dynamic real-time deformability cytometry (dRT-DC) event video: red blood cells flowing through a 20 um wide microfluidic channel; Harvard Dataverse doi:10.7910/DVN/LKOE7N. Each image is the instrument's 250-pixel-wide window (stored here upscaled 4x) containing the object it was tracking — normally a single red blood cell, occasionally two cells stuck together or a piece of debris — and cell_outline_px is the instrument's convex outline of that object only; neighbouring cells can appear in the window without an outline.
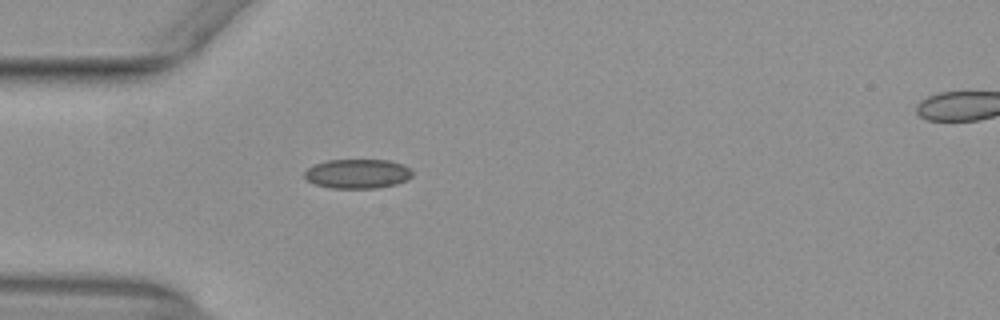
{"species": "common noctule bat (a hibernating species)", "species_latin": "Nyctalus noctula", "temperature_condition": "warm", "stored_images_in_passage": 28, "camera_frame_rate_fps": 3000, "um_per_image_px": 0.085, "animal": {"sex": "female", "body_mass_g": 29.2, "forearm_length_mm": 56.3}, "frame": {"image": 1, "passage_image": 1, "time_ms": 0.0, "image_size_px": [1000, 320], "cell_outline_px": [[412, 176], [408, 180], [396, 184], [380, 188], [328, 188], [316, 184], [308, 180], [304, 176], [304, 172], [308, 168], [316, 164], [328, 160], [388, 160], [404, 164], [412, 168]], "centroid_in_image_um": [30.44, 14.77], "position_along_channel_um": 54.6, "area_um2": 18.61}}
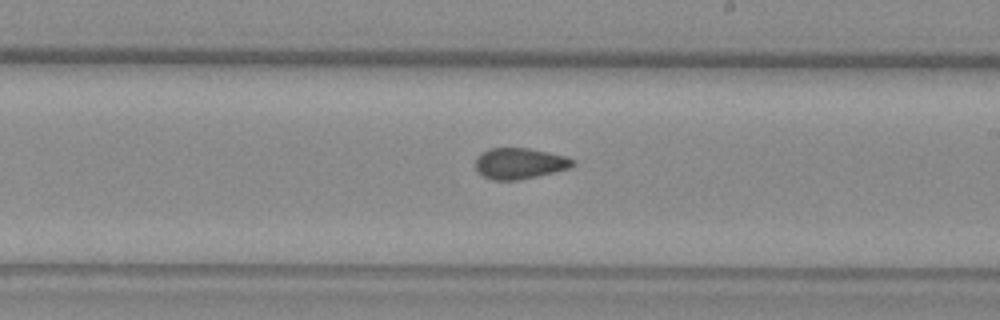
{"frame": {"image": 2, "passage_image": 16, "time_ms": 5.0, "image_size_px": [1000, 320], "cell_outline_px": [[576, 164], [568, 168], [536, 176], [516, 180], [492, 180], [484, 176], [476, 168], [476, 156], [480, 152], [488, 148], [528, 148], [548, 152], [564, 156], [576, 160]], "centroid_in_image_um": [44.14, 13.87], "position_along_channel_um": 244.9, "area_um2": 17.46}}
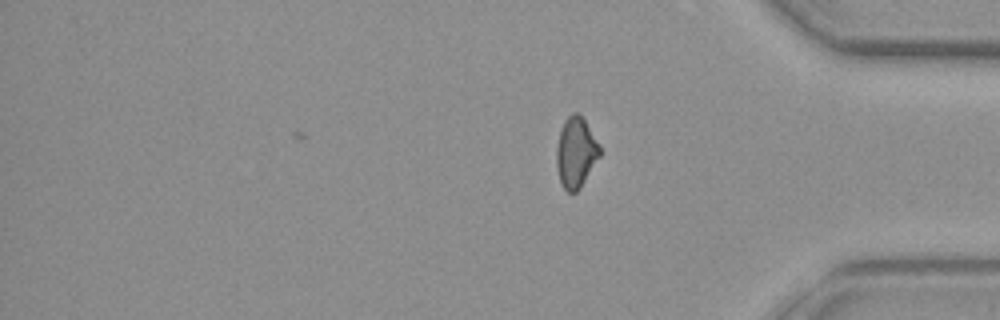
{"frame": {"image": 3, "passage_image": 28, "time_ms": 9.0, "image_size_px": [1000, 320], "cell_outline_px": [[600, 156], [580, 188], [576, 192], [568, 192], [564, 188], [560, 180], [556, 168], [556, 148], [560, 128], [564, 120], [572, 112], [576, 112], [584, 120], [600, 148]], "centroid_in_image_um": [48.91, 12.97], "position_along_channel_um": 386.3, "area_um2": 17.57}, "authors_computed_cell_mechanics": {"area_um2": 17.8024, "velocity_mm_per_s": 3.9364, "shape_relaxation_time_tau1_ms": null, "shape_relaxation_time_tau2_ms": 1.737, "deformation_change_tau1": null, "deformation_change_tau2": 0.0742}}